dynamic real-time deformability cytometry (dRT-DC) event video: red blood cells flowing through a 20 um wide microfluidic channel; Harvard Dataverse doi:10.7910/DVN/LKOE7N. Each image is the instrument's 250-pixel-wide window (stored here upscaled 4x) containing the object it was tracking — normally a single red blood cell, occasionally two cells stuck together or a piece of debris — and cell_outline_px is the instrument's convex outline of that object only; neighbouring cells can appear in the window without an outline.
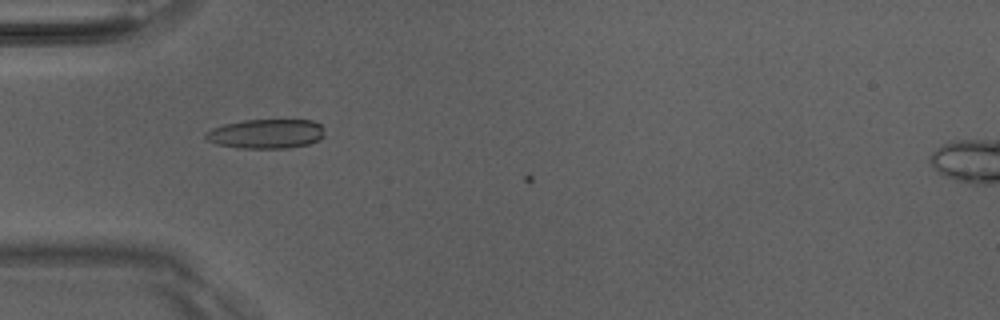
{"species": "Egyptian fruit bat (a non-hibernating species)", "species_latin": "Rousettus aegyptiacus", "temperature_condition": "room temperature", "stored_images_in_passage": 6, "camera_frame_rate_fps": 3000, "um_per_image_px": 0.085, "animal": {"sex": "male"}, "frame": {"image": 1, "passage_image": 5, "time_ms": 1.333, "image_size_px": [1000, 320], "cell_outline_px": [[324, 136], [320, 140], [308, 144], [288, 148], [240, 148], [216, 144], [208, 140], [204, 136], [204, 132], [212, 128], [224, 124], [244, 120], [312, 120], [320, 124], [324, 128]], "centroid_in_image_um": [22.63, 11.37], "position_along_channel_um": 62.4, "area_um2": 20.52}}